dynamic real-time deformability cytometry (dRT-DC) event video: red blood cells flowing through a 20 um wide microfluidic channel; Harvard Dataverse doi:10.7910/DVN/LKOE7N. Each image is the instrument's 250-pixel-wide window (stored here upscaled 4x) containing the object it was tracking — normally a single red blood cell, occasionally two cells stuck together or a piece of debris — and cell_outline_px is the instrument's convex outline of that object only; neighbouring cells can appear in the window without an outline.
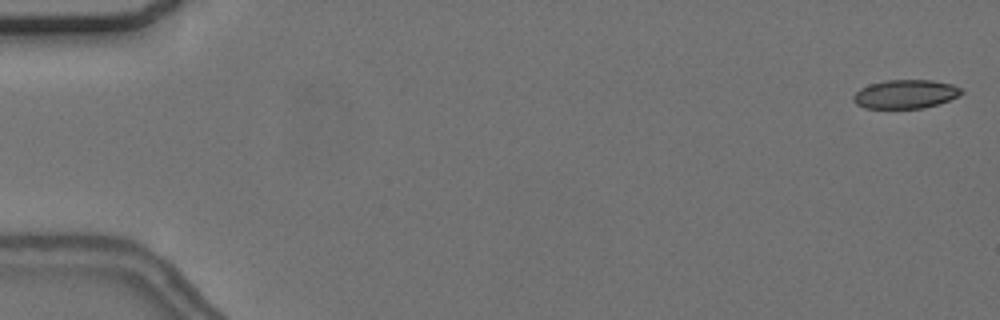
{"species": "common noctule bat (a hibernating species)", "species_latin": "Nyctalus noctula", "temperature_condition": "cold", "stored_images_in_passage": 57, "camera_frame_rate_fps": 3000, "um_per_image_px": 0.085, "animal": {"sex": "female", "body_mass_g": 24.6, "forearm_length_mm": 56.2}, "frame": {"image": 1, "passage_image": 2, "time_ms": 0.333, "image_size_px": [1000, 320], "cell_outline_px": [[964, 92], [948, 100], [924, 108], [864, 108], [856, 104], [852, 100], [852, 96], [860, 88], [868, 84], [888, 80], [932, 80], [952, 84], [960, 88]], "centroid_in_image_um": [76.91, 7.99], "position_along_channel_um": 8.1, "area_um2": 18.03}}
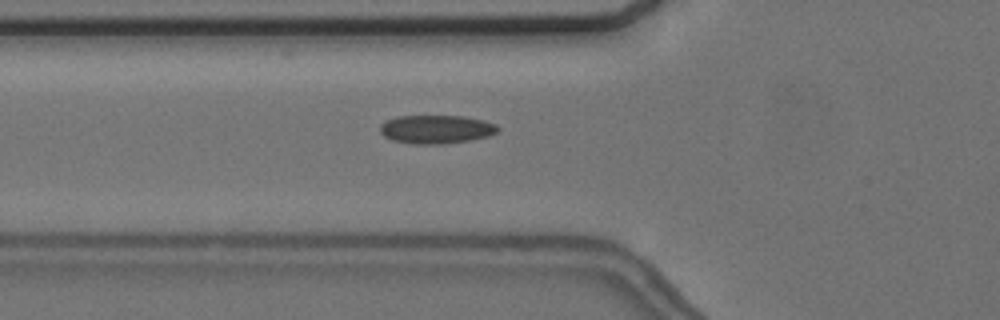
{"frame": {"image": 2, "passage_image": 21, "time_ms": 6.667, "image_size_px": [1000, 320], "cell_outline_px": [[500, 128], [496, 132], [488, 136], [468, 140], [444, 144], [412, 144], [392, 140], [384, 136], [380, 132], [380, 124], [396, 116], [464, 116], [484, 120], [496, 124]], "centroid_in_image_um": [37.07, 10.99], "position_along_channel_um": 88.7, "area_um2": 19.59}}
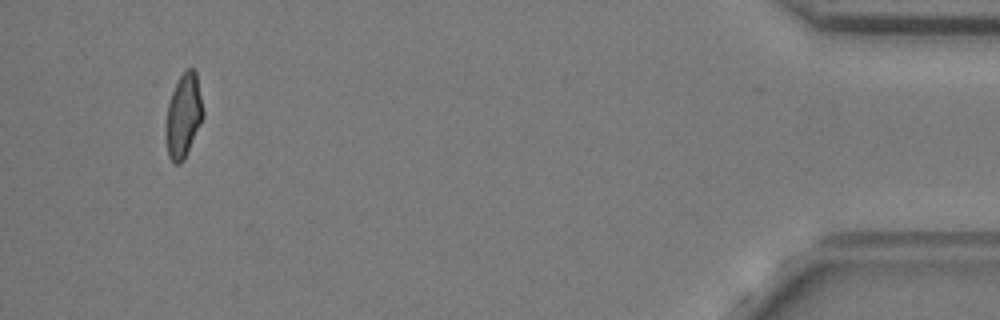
{"frame": {"image": 3, "passage_image": 54, "time_ms": 17.667, "image_size_px": [1000, 320], "cell_outline_px": [[204, 116], [184, 160], [180, 164], [176, 164], [168, 156], [164, 136], [164, 128], [168, 104], [172, 92], [180, 76], [188, 68], [192, 68], [196, 72], [204, 112]], "centroid_in_image_um": [15.57, 9.88], "position_along_channel_um": 419.6, "area_um2": 18.32}, "authors_computed_cell_mechanics": {"area_um2": 18.785, "velocity_mm_per_s": 3.6851, "shape_relaxation_time_tau1_ms": 7.5986, "shape_relaxation_time_tau2_ms": 3.1796, "deformation_change_tau1": 0.1277, "deformation_change_tau2": 0.0911}}